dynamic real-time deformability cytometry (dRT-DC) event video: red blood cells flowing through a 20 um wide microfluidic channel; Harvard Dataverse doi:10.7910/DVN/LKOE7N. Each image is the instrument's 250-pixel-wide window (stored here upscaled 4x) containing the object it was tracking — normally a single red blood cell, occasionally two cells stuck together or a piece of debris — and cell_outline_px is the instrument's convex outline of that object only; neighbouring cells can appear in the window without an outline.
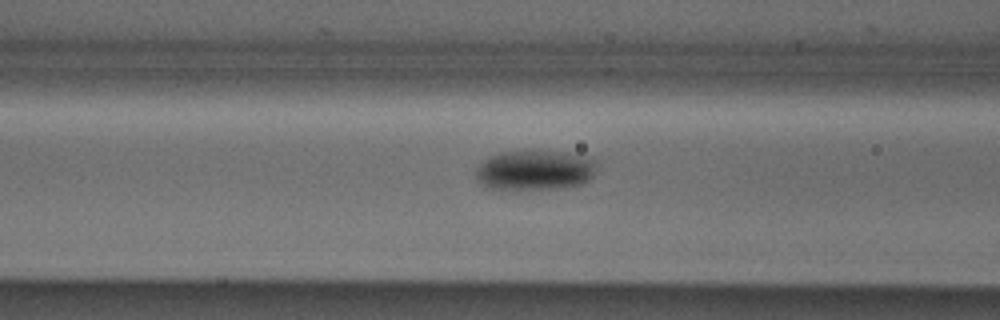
{"species": "Egyptian fruit bat (a non-hibernating species)", "species_latin": "Rousettus aegyptiacus", "temperature_condition": "cold", "stored_images_in_passage": 14, "camera_frame_rate_fps": 3000, "um_per_image_px": 0.085, "animal": {"sex": "male"}, "frame": {"image": 1, "passage_image": 12, "time_ms": 3.667, "image_size_px": [1000, 320], "cell_outline_px": [[596, 164], [592, 176], [588, 180], [580, 184], [556, 188], [484, 188], [476, 180], [476, 168], [484, 160], [500, 152], [560, 152], [584, 156], [596, 160]], "centroid_in_image_um": [45.43, 14.47], "position_along_channel_um": 121.2, "area_um2": 27.46}}